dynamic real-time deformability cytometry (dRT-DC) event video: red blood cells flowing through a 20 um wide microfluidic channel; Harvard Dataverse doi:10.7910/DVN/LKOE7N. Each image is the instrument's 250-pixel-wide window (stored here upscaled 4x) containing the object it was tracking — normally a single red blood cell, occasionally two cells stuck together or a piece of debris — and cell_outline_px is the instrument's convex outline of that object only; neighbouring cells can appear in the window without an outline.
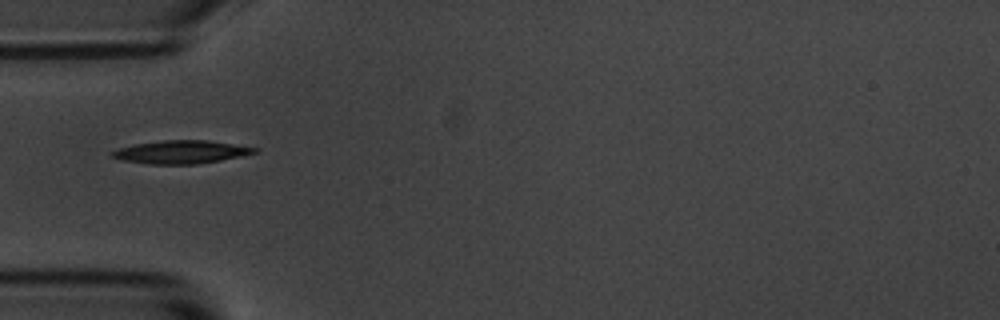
{"species": "common noctule bat (a hibernating species)", "species_latin": "Nyctalus noctula", "temperature_condition": "room temperature", "stored_images_in_passage": 5, "camera_frame_rate_fps": 3000, "um_per_image_px": 0.085, "animal": {"sex": "male", "body_mass_g": 20.1, "forearm_length_mm": 53.5}, "frame": {"image": 1, "passage_image": 1, "time_ms": 0.0, "image_size_px": [1000, 320], "cell_outline_px": [[260, 152], [220, 160], [196, 164], [148, 164], [124, 160], [112, 156], [108, 152], [120, 148], [136, 144], [160, 140], [208, 140], [260, 148]], "centroid_in_image_um": [15.43, 12.91], "position_along_channel_um": 69.6, "area_um2": 19.13}}
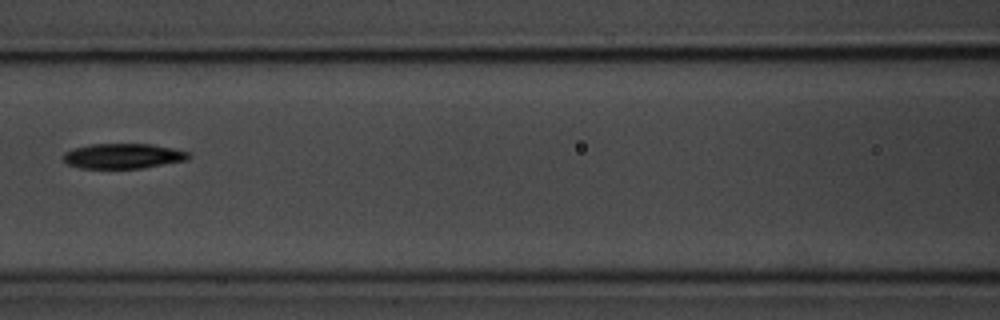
{"frame": {"image": 2, "passage_image": 3, "time_ms": 0.667, "image_size_px": [1000, 320], "cell_outline_px": [[192, 156], [188, 160], [144, 168], [80, 168], [68, 164], [64, 160], [64, 152], [72, 148], [92, 144], [152, 144], [172, 148], [188, 152]], "centroid_in_image_um": [10.49, 13.26], "position_along_channel_um": 156.1, "area_um2": 18.38}}
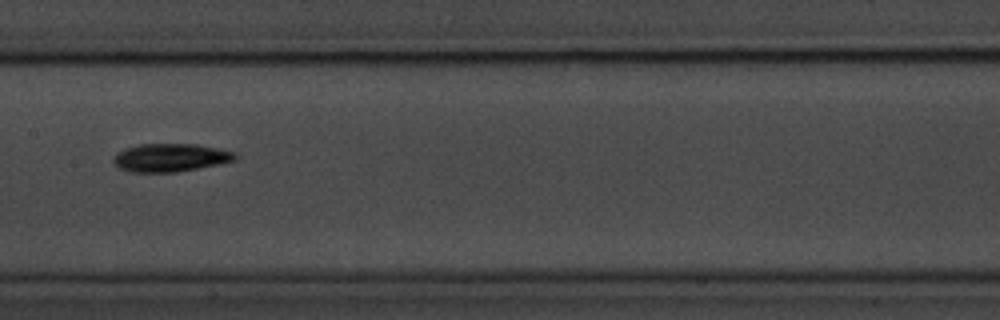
{"frame": {"image": 3, "passage_image": 4, "time_ms": 1.0, "image_size_px": [1000, 320], "cell_outline_px": [[236, 160], [220, 164], [176, 172], [132, 172], [120, 168], [112, 160], [112, 156], [124, 148], [140, 144], [196, 144], [236, 152]], "centroid_in_image_um": [14.48, 13.39], "position_along_channel_um": 192.9, "area_um2": 19.94}}